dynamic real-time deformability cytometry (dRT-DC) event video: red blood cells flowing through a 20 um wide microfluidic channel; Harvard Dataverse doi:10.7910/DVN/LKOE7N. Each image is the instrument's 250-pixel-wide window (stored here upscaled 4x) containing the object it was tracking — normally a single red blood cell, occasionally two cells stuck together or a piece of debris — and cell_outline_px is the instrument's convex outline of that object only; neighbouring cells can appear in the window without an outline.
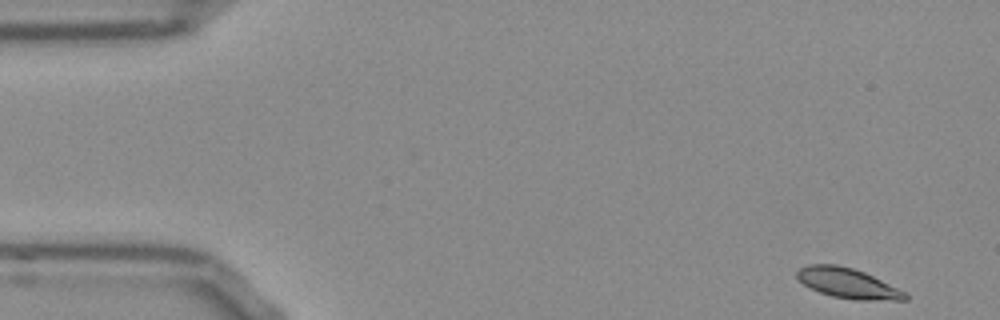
{"species": "Egyptian fruit bat (a non-hibernating species)", "species_latin": "Rousettus aegyptiacus", "temperature_condition": "room temperature", "stored_images_in_passage": 26, "camera_frame_rate_fps": 3000, "um_per_image_px": 0.085, "frame": {"image": 1, "passage_image": 1, "time_ms": 0.0, "image_size_px": [1000, 320], "cell_outline_px": [[908, 300], [856, 300], [832, 296], [820, 292], [804, 284], [796, 276], [796, 272], [800, 268], [808, 264], [836, 264], [852, 268], [864, 272], [904, 292], [908, 296]], "centroid_in_image_um": [72.03, 24.07], "position_along_channel_um": 13.0, "area_um2": 18.61}}
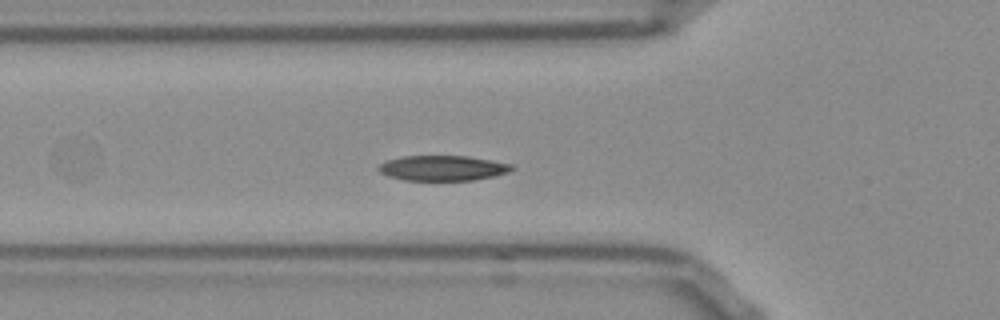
{"frame": {"image": 2, "passage_image": 16, "time_ms": 5.0, "image_size_px": [1000, 320], "cell_outline_px": [[516, 168], [508, 172], [492, 176], [472, 180], [404, 180], [388, 176], [380, 172], [376, 168], [380, 164], [388, 160], [404, 156], [468, 156], [512, 164]], "centroid_in_image_um": [37.62, 14.28], "position_along_channel_um": 88.2, "area_um2": 19.42}}
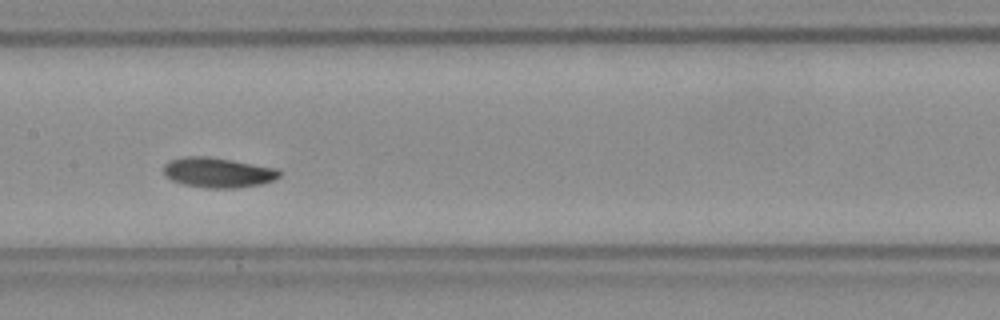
{"frame": {"image": 3, "passage_image": 24, "time_ms": 7.667, "image_size_px": [1000, 320], "cell_outline_px": [[280, 176], [276, 180], [260, 184], [236, 188], [204, 188], [184, 184], [172, 180], [164, 176], [164, 164], [168, 160], [184, 156], [208, 156], [232, 160], [276, 168], [280, 172]], "centroid_in_image_um": [18.5, 14.66], "position_along_channel_um": 188.9, "area_um2": 20.4}}